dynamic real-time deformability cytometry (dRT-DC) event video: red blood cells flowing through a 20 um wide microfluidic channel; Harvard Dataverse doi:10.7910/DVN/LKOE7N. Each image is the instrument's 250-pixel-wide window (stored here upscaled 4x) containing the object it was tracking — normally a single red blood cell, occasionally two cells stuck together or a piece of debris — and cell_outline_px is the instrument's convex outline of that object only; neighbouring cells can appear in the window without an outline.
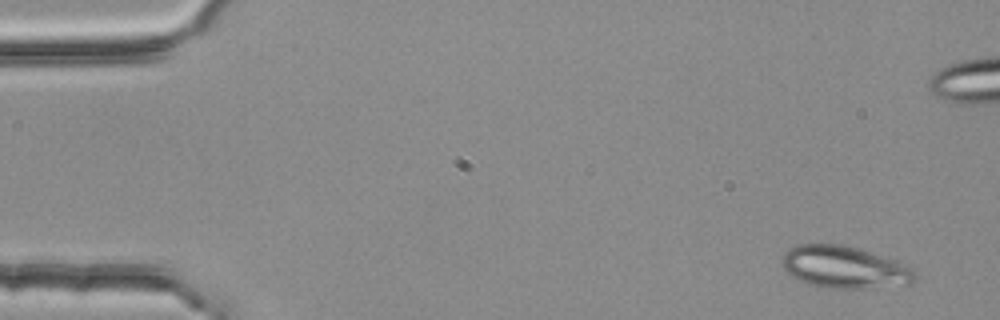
{"species": "common noctule bat (a hibernating species)", "species_latin": "Nyctalus noctula", "temperature_condition": "room temperature", "stored_images_in_passage": 5, "camera_frame_rate_fps": 3000, "um_per_image_px": 0.085, "animal": {"sex": "female", "body_mass_g": 25.1}, "frame": {"image": 1, "passage_image": 1, "time_ms": 0.0, "image_size_px": [1000, 320], "cell_outline_px": [[916, 280], [912, 284], [864, 288], [832, 288], [808, 284], [800, 280], [788, 272], [780, 264], [784, 252], [796, 244], [840, 244], [860, 248], [892, 260], [908, 268], [916, 276]], "centroid_in_image_um": [71.71, 22.7], "position_along_channel_um": 13.3, "area_um2": 32.19}}